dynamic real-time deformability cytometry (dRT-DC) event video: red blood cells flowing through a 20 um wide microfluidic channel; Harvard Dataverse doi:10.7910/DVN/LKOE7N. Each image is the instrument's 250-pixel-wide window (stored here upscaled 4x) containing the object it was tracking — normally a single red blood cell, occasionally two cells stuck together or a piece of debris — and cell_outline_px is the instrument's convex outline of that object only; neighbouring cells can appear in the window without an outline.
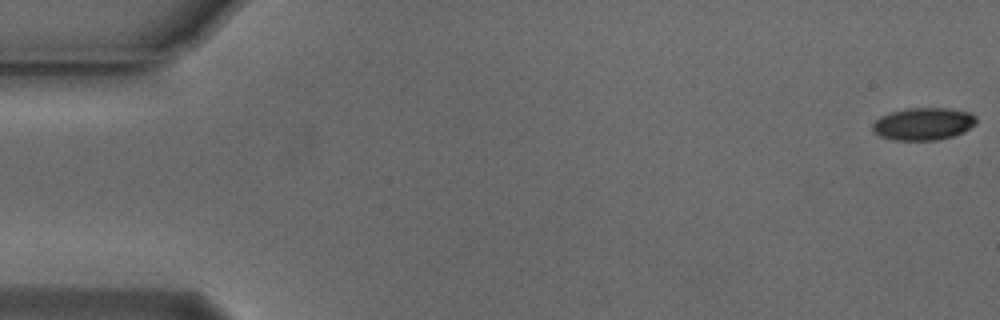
{"species": "Egyptian fruit bat (a non-hibernating species)", "species_latin": "Rousettus aegyptiacus", "temperature_condition": "cold", "stored_images_in_passage": 55, "camera_frame_rate_fps": 3000, "um_per_image_px": 0.085, "animal": {"sex": "male"}, "frame": {"image": 1, "passage_image": 1, "time_ms": 0.0, "image_size_px": [1000, 320], "cell_outline_px": [[976, 124], [964, 132], [940, 140], [896, 140], [880, 136], [872, 132], [872, 124], [880, 116], [892, 112], [908, 108], [948, 108], [972, 112], [976, 116]], "centroid_in_image_um": [78.51, 10.53], "position_along_channel_um": 6.5, "area_um2": 19.77}}
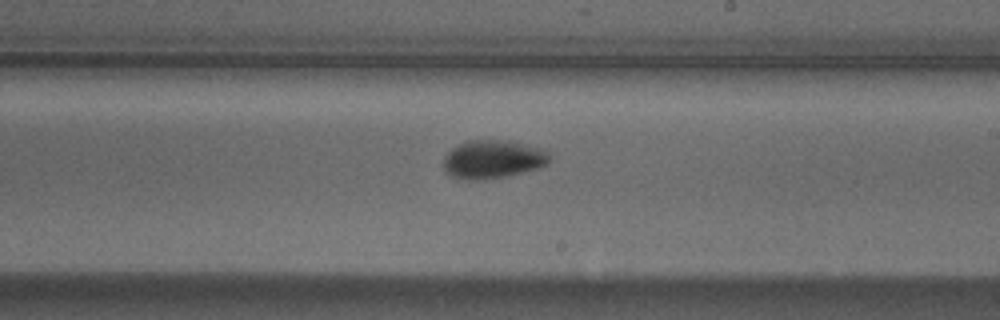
{"frame": {"image": 2, "passage_image": 32, "time_ms": 10.333, "image_size_px": [1000, 320], "cell_outline_px": [[552, 160], [548, 164], [540, 168], [524, 172], [504, 176], [472, 180], [452, 176], [444, 168], [444, 156], [452, 148], [468, 140], [504, 140], [548, 148], [552, 156]], "centroid_in_image_um": [42.0, 13.51], "position_along_channel_um": 247.0, "area_um2": 23.87}}
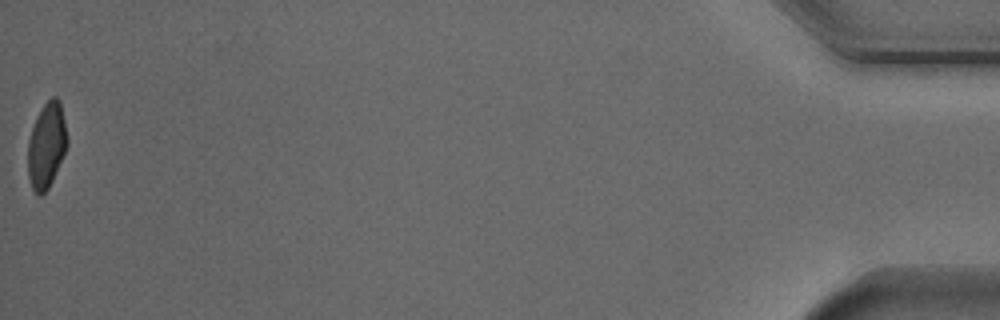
{"frame": {"image": 3, "passage_image": 55, "time_ms": 18.0, "image_size_px": [1000, 320], "cell_outline_px": [[68, 144], [52, 180], [48, 188], [40, 196], [36, 196], [32, 188], [28, 176], [28, 140], [36, 116], [44, 104], [52, 96], [56, 96], [60, 100], [68, 140]], "centroid_in_image_um": [3.95, 12.35], "position_along_channel_um": 431.3, "area_um2": 19.54}, "authors_computed_cell_mechanics": {"area_um2": 21.1548, "velocity_mm_per_s": 3.7616, "shape_relaxation_time_tau1_ms": 2.6657, "shape_relaxation_time_tau2_ms": 7.9161, "deformation_change_tau1": 0.1286, "deformation_change_tau2": 0.1143}}